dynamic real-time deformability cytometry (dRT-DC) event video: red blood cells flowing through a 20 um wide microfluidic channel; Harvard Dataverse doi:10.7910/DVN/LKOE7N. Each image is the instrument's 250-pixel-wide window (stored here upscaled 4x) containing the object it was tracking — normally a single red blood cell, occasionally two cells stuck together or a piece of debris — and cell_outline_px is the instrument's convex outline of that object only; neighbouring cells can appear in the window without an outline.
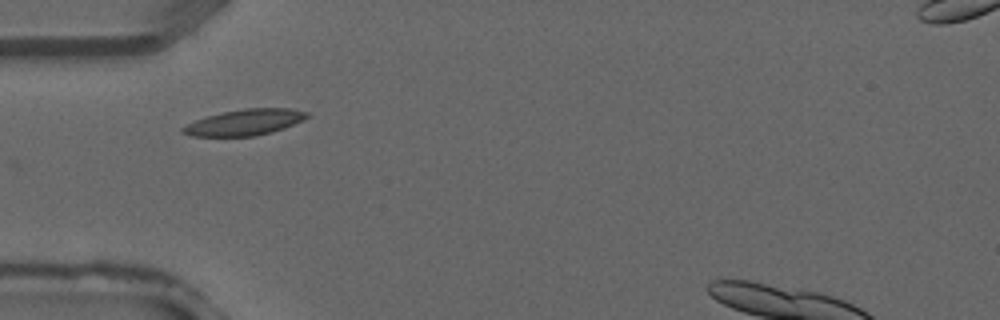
{"species": "common noctule bat (a hibernating species)", "species_latin": "Nyctalus noctula", "temperature_condition": "warm", "stored_images_in_passage": 26, "camera_frame_rate_fps": 3000, "um_per_image_px": 0.085, "animal": {"sex": "male", "forearm_length_mm": 52.5}, "frame": {"image": 1, "passage_image": 1, "time_ms": 0.0, "image_size_px": [1000, 320], "cell_outline_px": [[312, 116], [304, 120], [284, 128], [272, 132], [252, 136], [192, 136], [180, 132], [180, 128], [196, 120], [208, 116], [224, 112], [244, 108], [292, 108], [308, 112]], "centroid_in_image_um": [20.85, 10.39], "position_along_channel_um": 64.1, "area_um2": 18.84}}
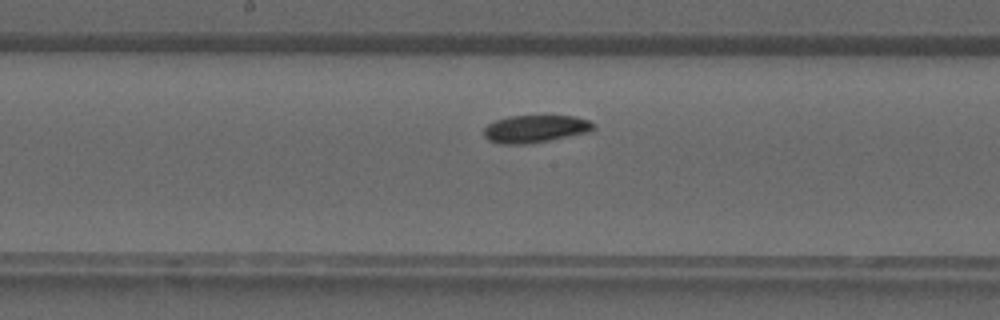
{"frame": {"image": 2, "passage_image": 9, "time_ms": 2.667, "image_size_px": [1000, 320], "cell_outline_px": [[596, 128], [592, 132], [548, 140], [524, 144], [500, 144], [488, 140], [484, 136], [484, 128], [488, 124], [496, 120], [508, 116], [576, 116], [588, 120], [596, 124]], "centroid_in_image_um": [45.53, 10.95], "position_along_channel_um": 202.7, "area_um2": 17.69}}
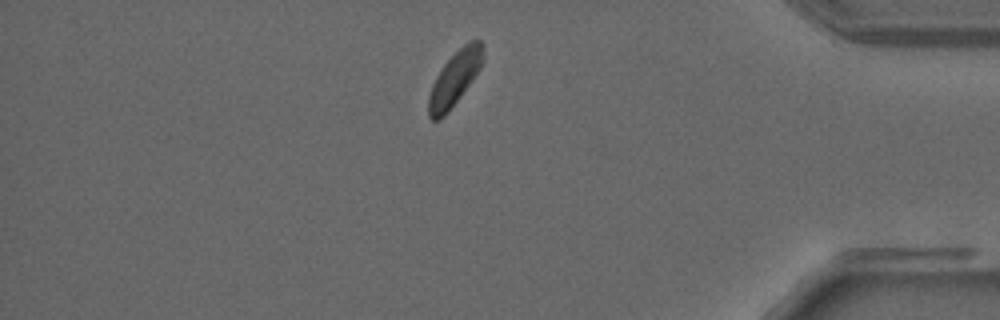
{"frame": {"image": 3, "passage_image": 22, "time_ms": 7.0, "image_size_px": [1000, 320], "cell_outline_px": [[484, 60], [480, 68], [460, 96], [444, 116], [440, 120], [432, 120], [428, 116], [428, 96], [432, 84], [436, 76], [444, 64], [464, 44], [472, 40], [480, 40], [484, 44]], "centroid_in_image_um": [38.65, 6.66], "position_along_channel_um": 396.6, "area_um2": 16.99}}